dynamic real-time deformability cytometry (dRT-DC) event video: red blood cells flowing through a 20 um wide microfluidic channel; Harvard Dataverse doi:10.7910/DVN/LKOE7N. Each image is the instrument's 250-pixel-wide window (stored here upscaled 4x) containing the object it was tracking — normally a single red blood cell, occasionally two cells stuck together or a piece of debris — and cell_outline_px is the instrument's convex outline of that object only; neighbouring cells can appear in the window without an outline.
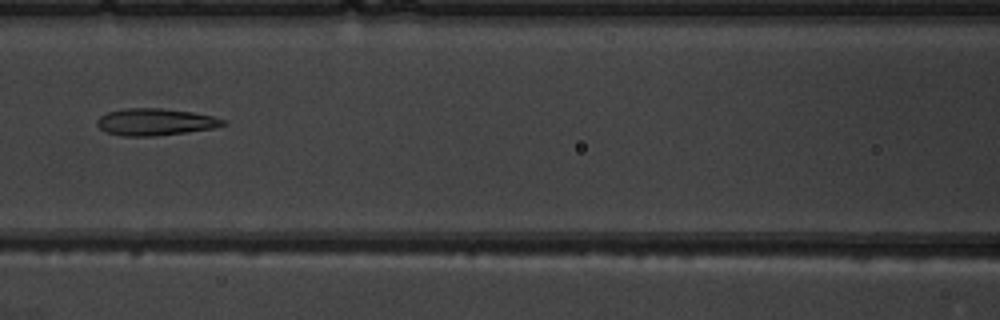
{"species": "common noctule bat (a hibernating species)", "species_latin": "Nyctalus noctula", "temperature_condition": "warm", "stored_images_in_passage": 5, "camera_frame_rate_fps": 3000, "um_per_image_px": 0.085, "animal": {"sex": "male", "body_mass_g": 19.5, "forearm_length_mm": 54.6}, "frame": {"image": 1, "passage_image": 4, "time_ms": 3.667, "image_size_px": [1000, 320], "cell_outline_px": [[228, 124], [212, 128], [156, 136], [120, 136], [104, 132], [96, 124], [96, 120], [100, 116], [108, 112], [124, 108], [160, 108], [192, 112], [212, 116], [224, 120]], "centroid_in_image_um": [13.14, 10.37], "position_along_channel_um": 153.5, "area_um2": 19.77}}
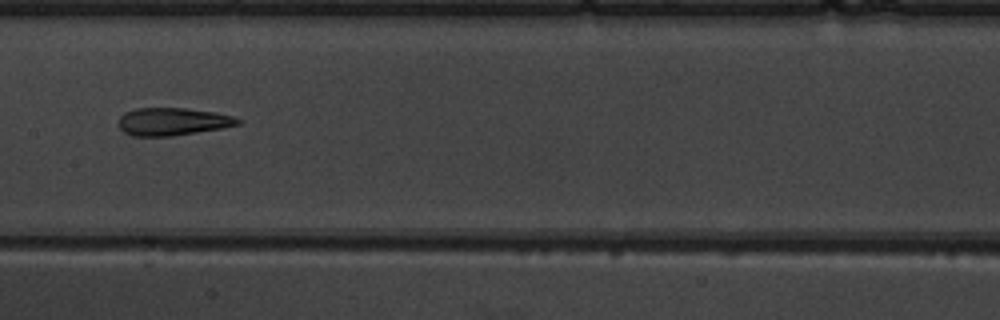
{"frame": {"image": 2, "passage_image": 5, "time_ms": 4.667, "image_size_px": [1000, 320], "cell_outline_px": [[244, 120], [240, 124], [220, 128], [172, 136], [132, 136], [124, 132], [116, 124], [120, 116], [124, 112], [136, 108], [184, 108], [216, 112], [232, 116]], "centroid_in_image_um": [14.64, 10.33], "position_along_channel_um": 192.8, "area_um2": 19.36}}